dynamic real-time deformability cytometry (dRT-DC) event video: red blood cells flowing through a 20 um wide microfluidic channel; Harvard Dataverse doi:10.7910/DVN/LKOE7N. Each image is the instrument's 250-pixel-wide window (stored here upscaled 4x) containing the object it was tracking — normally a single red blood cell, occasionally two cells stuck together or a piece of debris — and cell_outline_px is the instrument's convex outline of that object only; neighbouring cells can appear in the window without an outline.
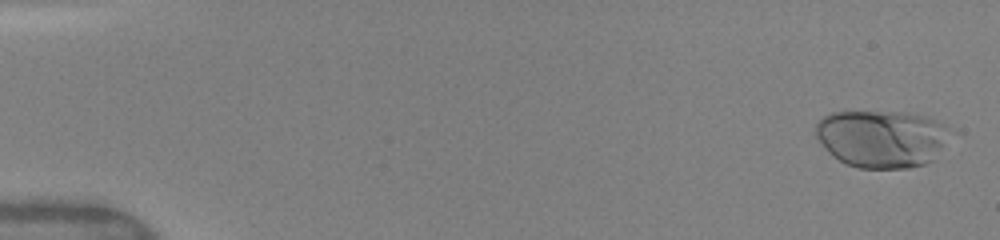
{"species": "human", "species_latin": "Homo sapiens", "temperature_condition": "warm", "stored_images_in_passage": 83, "camera_frame_rate_fps": 3000, "um_per_image_px": 0.085, "donor": {"sex": "female"}, "frame": {"image": 1, "passage_image": 1, "time_ms": 0.0, "image_size_px": [1000, 240], "cell_outline_px": [[948, 128], [936, 160], [924, 164], [908, 168], [860, 168], [844, 164], [828, 152], [816, 136], [816, 120], [828, 112], [908, 112], [928, 116], [944, 124]], "centroid_in_image_um": [74.9, 11.78], "position_along_channel_um": 10.1, "area_um2": 45.14}}
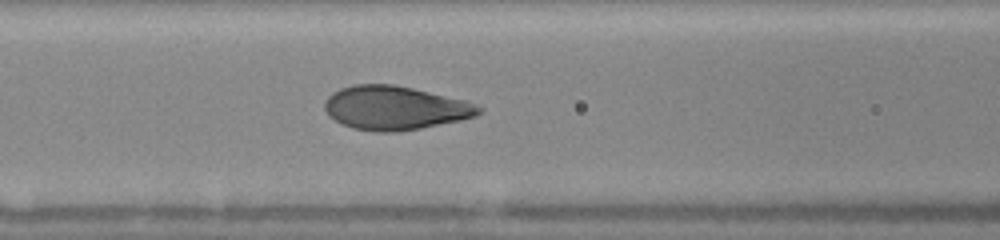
{"frame": {"image": 2, "passage_image": 44, "time_ms": 6.667, "image_size_px": [1000, 240], "cell_outline_px": [[484, 112], [476, 116], [460, 120], [420, 128], [396, 132], [376, 132], [352, 128], [340, 124], [328, 116], [324, 108], [324, 100], [332, 92], [340, 88], [352, 84], [392, 84], [412, 88], [464, 100], [476, 104], [484, 108]], "centroid_in_image_um": [33.54, 9.17], "position_along_channel_um": 133.1, "area_um2": 39.59}}
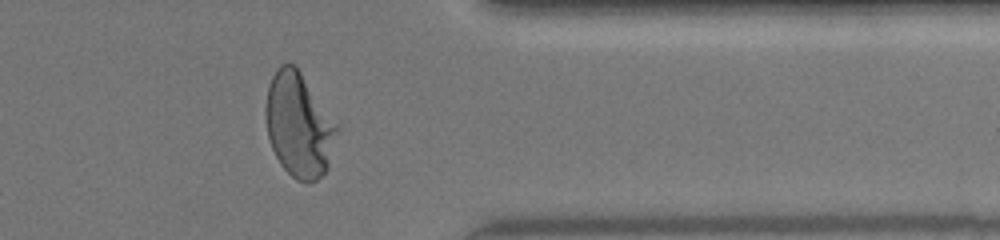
{"frame": {"image": 3, "passage_image": 81, "time_ms": 13.0, "image_size_px": [1000, 240], "cell_outline_px": [[340, 128], [328, 168], [316, 180], [296, 180], [280, 164], [272, 148], [268, 136], [264, 116], [264, 108], [268, 88], [272, 76], [280, 64], [292, 64], [300, 72], [340, 124]], "centroid_in_image_um": [25.43, 10.62], "position_along_channel_um": 386.0, "area_um2": 43.52}, "authors_computed_cell_mechanics": {"area_um2": 40.171, "velocity_mm_per_s": 4.1326, "shape_relaxation_time_tau1_ms": 3.5124, "shape_relaxation_time_tau2_ms": null, "deformation_change_tau1": 0.1814, "deformation_change_tau2": null}}